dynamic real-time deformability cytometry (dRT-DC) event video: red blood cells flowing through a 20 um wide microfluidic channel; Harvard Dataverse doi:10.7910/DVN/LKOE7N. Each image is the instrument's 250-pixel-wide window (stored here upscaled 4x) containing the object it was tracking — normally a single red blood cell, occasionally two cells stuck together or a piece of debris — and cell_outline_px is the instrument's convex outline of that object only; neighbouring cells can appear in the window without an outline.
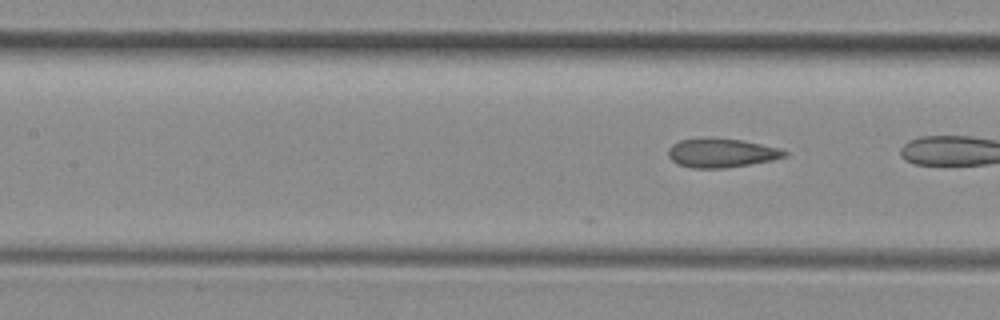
{"species": "common noctule bat (a hibernating species)", "species_latin": "Nyctalus noctula", "temperature_condition": "room temperature", "stored_images_in_passage": 10, "camera_frame_rate_fps": 3000, "um_per_image_px": 0.085, "animal": {"sex": "female", "body_mass_g": 29.2, "forearm_length_mm": 56.3}, "frame": {"image": 1, "passage_image": 10, "time_ms": 3.0, "image_size_px": [1000, 320], "cell_outline_px": [[788, 156], [772, 160], [724, 168], [692, 168], [680, 164], [672, 160], [668, 156], [668, 148], [672, 144], [680, 140], [708, 136], [712, 136], [744, 140], [780, 148], [788, 152]], "centroid_in_image_um": [61.32, 12.96], "position_along_channel_um": 146.1, "area_um2": 20.0}}